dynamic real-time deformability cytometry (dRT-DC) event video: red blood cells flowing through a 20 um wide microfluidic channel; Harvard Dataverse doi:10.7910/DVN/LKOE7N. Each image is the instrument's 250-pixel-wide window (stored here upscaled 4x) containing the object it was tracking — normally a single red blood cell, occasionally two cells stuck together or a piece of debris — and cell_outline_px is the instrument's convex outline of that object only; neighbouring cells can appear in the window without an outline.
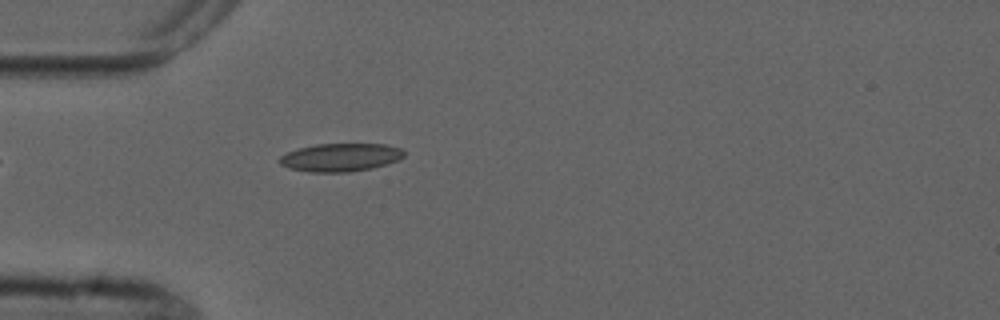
{"species": "common noctule bat (a hibernating species)", "species_latin": "Nyctalus noctula", "temperature_condition": "cold", "stored_images_in_passage": 2, "camera_frame_rate_fps": 3000, "um_per_image_px": 0.085, "animal": {"sex": "male", "forearm_length_mm": 52.5}, "frame": {"image": 1, "passage_image": 2, "time_ms": 2.0, "image_size_px": [1000, 320], "cell_outline_px": [[404, 156], [400, 160], [372, 168], [348, 172], [308, 172], [288, 168], [280, 164], [280, 156], [288, 152], [300, 148], [316, 144], [388, 144], [404, 148]], "centroid_in_image_um": [28.99, 13.37], "position_along_channel_um": 56.0, "area_um2": 20.52}}